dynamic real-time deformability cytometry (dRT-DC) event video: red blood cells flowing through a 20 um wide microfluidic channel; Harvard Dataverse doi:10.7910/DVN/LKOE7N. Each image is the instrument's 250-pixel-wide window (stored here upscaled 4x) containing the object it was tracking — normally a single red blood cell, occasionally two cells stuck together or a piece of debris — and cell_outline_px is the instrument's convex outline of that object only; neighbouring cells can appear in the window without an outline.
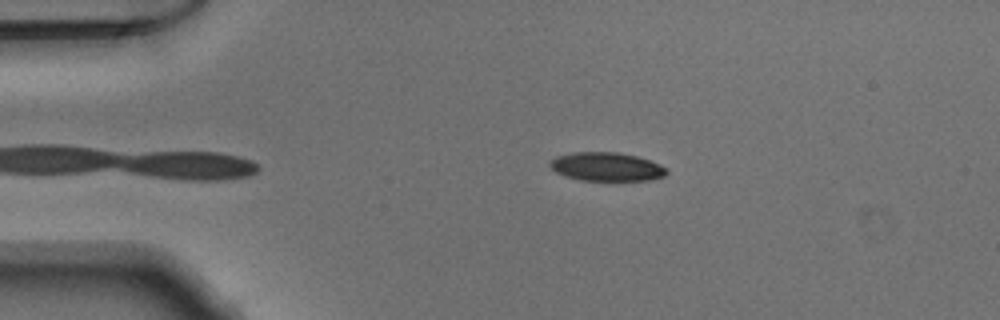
{"species": "Egyptian fruit bat (a non-hibernating species)", "species_latin": "Rousettus aegyptiacus", "temperature_condition": "warm", "stored_images_in_passage": 32, "camera_frame_rate_fps": 3000, "um_per_image_px": 0.085, "animal": {"sex": "male"}, "frame": {"image": 1, "passage_image": 2, "time_ms": 0.333, "image_size_px": [1000, 320], "cell_outline_px": [[668, 172], [664, 176], [648, 180], [580, 180], [564, 176], [556, 172], [548, 164], [556, 156], [576, 152], [620, 152], [636, 156], [648, 160], [668, 168]], "centroid_in_image_um": [51.55, 14.17], "position_along_channel_um": 33.4, "area_um2": 19.36}}
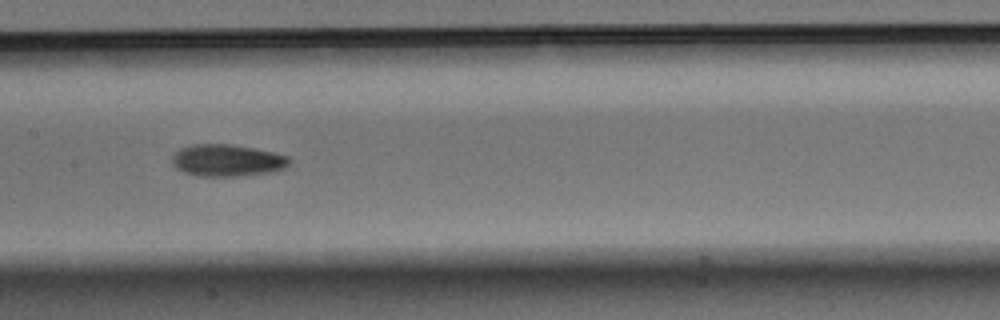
{"frame": {"image": 2, "passage_image": 17, "time_ms": 5.333, "image_size_px": [1000, 320], "cell_outline_px": [[292, 160], [284, 168], [268, 172], [240, 176], [196, 176], [184, 172], [176, 168], [172, 164], [172, 156], [180, 148], [192, 144], [232, 144], [272, 152], [288, 156]], "centroid_in_image_um": [19.27, 13.63], "position_along_channel_um": 188.1, "area_um2": 21.79}}
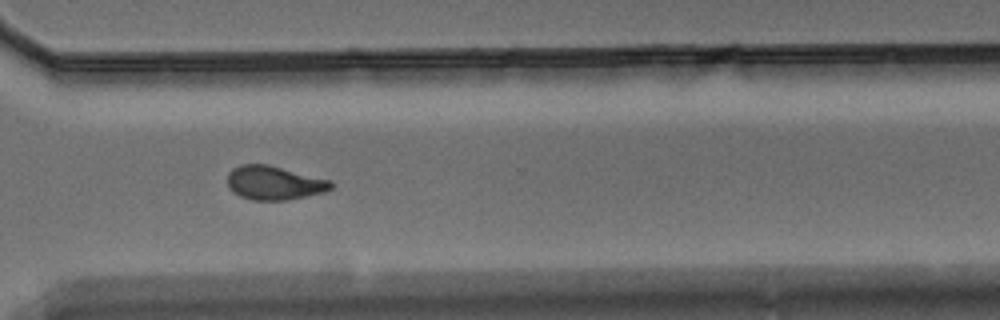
{"frame": {"image": 3, "passage_image": 29, "time_ms": 9.333, "image_size_px": [1000, 320], "cell_outline_px": [[332, 188], [324, 192], [288, 200], [252, 200], [240, 196], [232, 192], [228, 188], [228, 172], [232, 168], [240, 164], [268, 164], [332, 180]], "centroid_in_image_um": [23.29, 15.54], "position_along_channel_um": 347.3, "area_um2": 20.63}}